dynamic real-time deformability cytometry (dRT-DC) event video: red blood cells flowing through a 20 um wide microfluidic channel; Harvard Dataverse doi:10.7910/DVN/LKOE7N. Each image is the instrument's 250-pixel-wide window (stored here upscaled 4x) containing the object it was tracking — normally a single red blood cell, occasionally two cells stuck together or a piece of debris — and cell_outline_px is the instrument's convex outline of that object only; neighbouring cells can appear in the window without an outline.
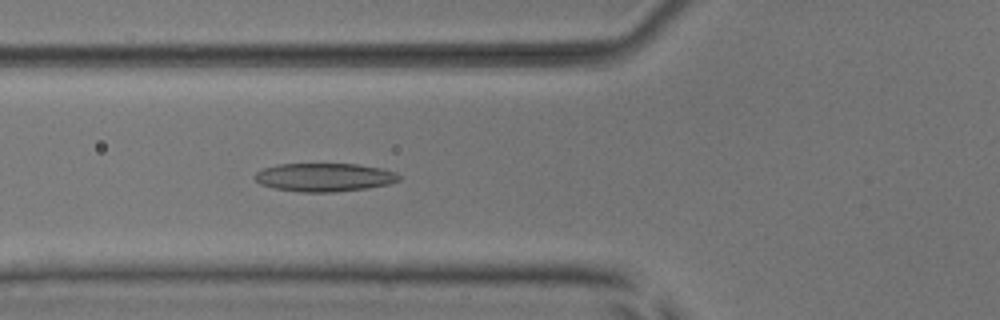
{"species": "common noctule bat (a hibernating species)", "species_latin": "Nyctalus noctula", "temperature_condition": "room temperature", "stored_images_in_passage": 54, "camera_frame_rate_fps": 3000, "um_per_image_px": 0.085, "animal": {"sex": "male", "body_mass_g": 17.9, "forearm_length_mm": 54.2}, "frame": {"image": 1, "passage_image": 21, "time_ms": 6.667, "image_size_px": [1000, 320], "cell_outline_px": [[400, 180], [388, 184], [368, 188], [332, 192], [300, 192], [272, 188], [260, 184], [256, 180], [256, 172], [264, 168], [280, 164], [356, 164], [384, 168], [396, 172], [400, 176]], "centroid_in_image_um": [27.6, 15.07], "position_along_channel_um": 98.2, "area_um2": 23.87}}
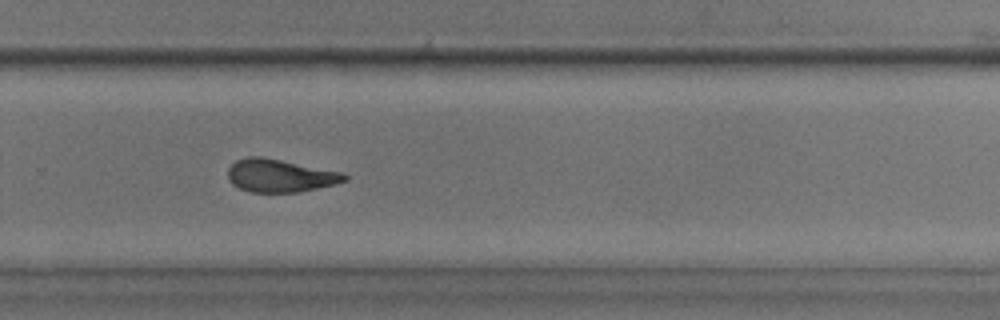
{"frame": {"image": 2, "passage_image": 37, "time_ms": 12.0, "image_size_px": [1000, 320], "cell_outline_px": [[348, 180], [336, 184], [300, 192], [248, 192], [232, 184], [228, 180], [228, 168], [236, 160], [248, 156], [260, 156], [340, 172], [348, 176]], "centroid_in_image_um": [23.77, 14.94], "position_along_channel_um": 306.0, "area_um2": 22.25}}
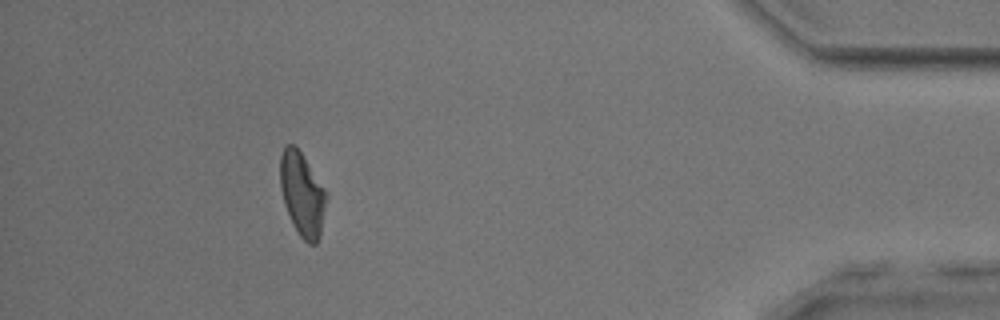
{"frame": {"image": 3, "passage_image": 49, "time_ms": 16.0, "image_size_px": [1000, 320], "cell_outline_px": [[328, 196], [320, 236], [316, 244], [308, 244], [300, 236], [292, 224], [284, 204], [280, 188], [280, 156], [284, 148], [288, 144], [292, 144], [300, 152], [328, 192]], "centroid_in_image_um": [25.7, 16.54], "position_along_channel_um": 409.5, "area_um2": 22.6}, "authors_computed_cell_mechanics": {"area_um2": 23.409, "velocity_mm_per_s": 3.9085, "shape_relaxation_time_tau1_ms": 5.8729, "shape_relaxation_time_tau2_ms": 1.8843, "deformation_change_tau1": 0.1633, "deformation_change_tau2": 0.0944}}